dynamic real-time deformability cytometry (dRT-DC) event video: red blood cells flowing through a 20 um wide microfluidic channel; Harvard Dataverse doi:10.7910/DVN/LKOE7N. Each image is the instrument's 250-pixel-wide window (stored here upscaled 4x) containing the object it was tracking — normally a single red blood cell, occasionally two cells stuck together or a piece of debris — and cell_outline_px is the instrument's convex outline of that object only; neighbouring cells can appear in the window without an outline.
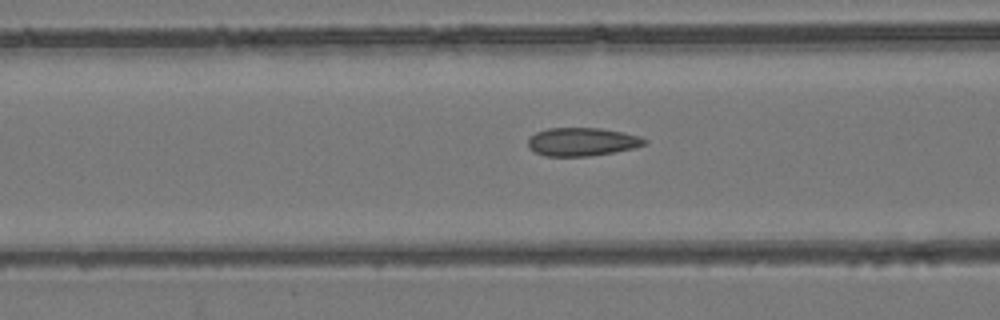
{"species": "common noctule bat (a hibernating species)", "species_latin": "Nyctalus noctula", "temperature_condition": "room temperature", "stored_images_in_passage": 55, "camera_frame_rate_fps": 3000, "um_per_image_px": 0.085, "animal": {"sex": "female", "body_mass_g": 24.6, "forearm_length_mm": 56.2}, "frame": {"image": 1, "passage_image": 22, "time_ms": 7.0, "image_size_px": [1000, 320], "cell_outline_px": [[648, 144], [632, 148], [612, 152], [588, 156], [544, 156], [528, 148], [528, 140], [536, 132], [548, 128], [600, 128], [624, 132], [640, 136], [648, 140]], "centroid_in_image_um": [49.49, 12.05], "position_along_channel_um": 117.1, "area_um2": 19.19}}
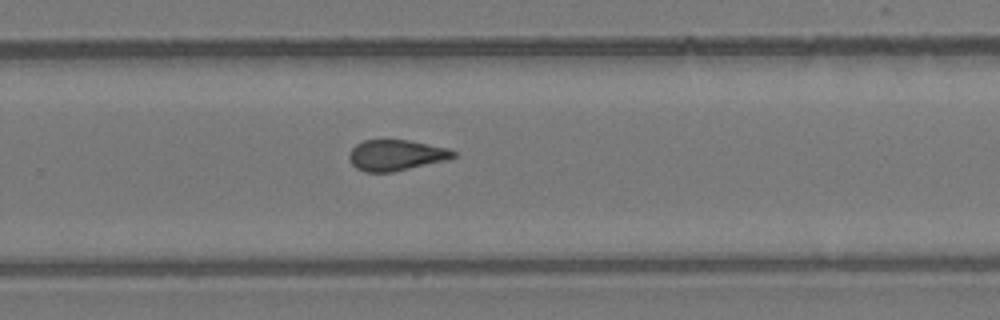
{"frame": {"image": 2, "passage_image": 36, "time_ms": 11.667, "image_size_px": [1000, 320], "cell_outline_px": [[456, 156], [448, 160], [392, 172], [364, 172], [356, 168], [352, 164], [348, 156], [352, 148], [356, 144], [364, 140], [408, 140], [448, 148], [456, 152]], "centroid_in_image_um": [33.67, 13.19], "position_along_channel_um": 296.1, "area_um2": 18.73}}
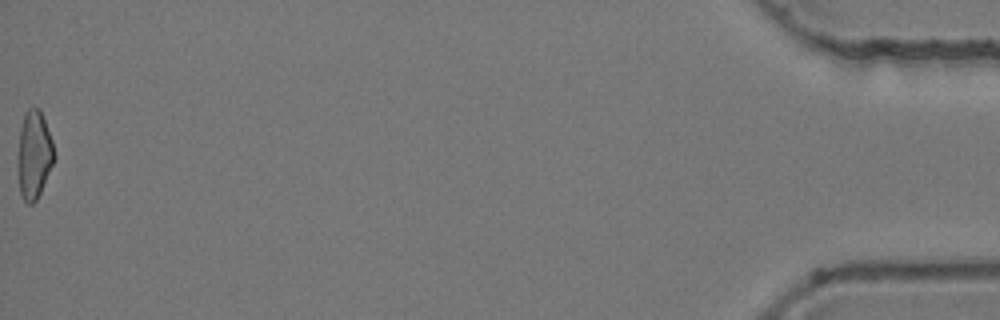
{"frame": {"image": 3, "passage_image": 55, "time_ms": 18.0, "image_size_px": [1000, 320], "cell_outline_px": [[56, 156], [40, 192], [36, 200], [32, 204], [28, 204], [24, 200], [20, 192], [20, 128], [24, 112], [28, 108], [40, 108], [52, 140]], "centroid_in_image_um": [2.94, 13.1], "position_along_channel_um": 432.3, "area_um2": 17.98}, "authors_computed_cell_mechanics": {"area_um2": 19.2474, "velocity_mm_per_s": 3.8372, "shape_relaxation_time_tau1_ms": null, "shape_relaxation_time_tau2_ms": 2.1683, "deformation_change_tau1": null, "deformation_change_tau2": 0.0906}}